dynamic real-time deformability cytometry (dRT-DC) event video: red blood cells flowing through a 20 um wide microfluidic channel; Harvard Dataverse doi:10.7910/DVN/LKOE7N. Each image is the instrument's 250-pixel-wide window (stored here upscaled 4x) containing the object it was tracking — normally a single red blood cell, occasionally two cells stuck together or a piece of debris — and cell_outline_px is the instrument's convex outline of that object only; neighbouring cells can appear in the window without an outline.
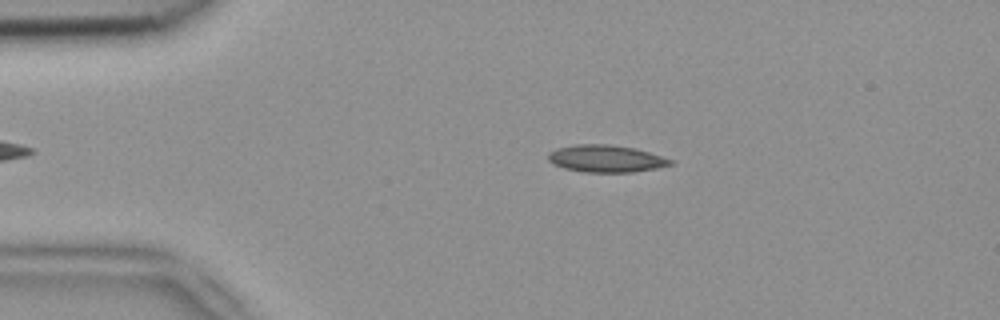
{"species": "common noctule bat (a hibernating species)", "species_latin": "Nyctalus noctula", "temperature_condition": "room temperature", "stored_images_in_passage": 43, "camera_frame_rate_fps": 3000, "um_per_image_px": 0.085, "animal": {"sex": "female", "body_mass_g": 18.4}, "frame": {"image": 1, "passage_image": 9, "time_ms": 2.667, "image_size_px": [1000, 320], "cell_outline_px": [[676, 164], [656, 168], [632, 172], [584, 172], [564, 168], [548, 160], [548, 152], [556, 148], [576, 144], [608, 144], [636, 148], [676, 160]], "centroid_in_image_um": [51.56, 13.48], "position_along_channel_um": 33.4, "area_um2": 19.54}}
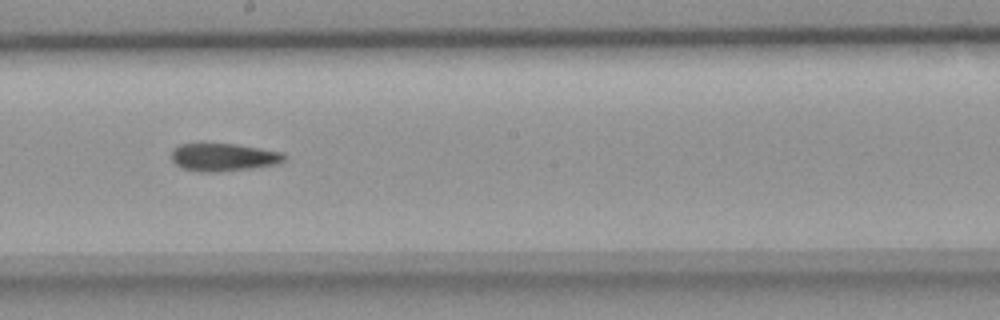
{"frame": {"image": 2, "passage_image": 27, "time_ms": 8.667, "image_size_px": [1000, 320], "cell_outline_px": [[288, 156], [284, 160], [276, 164], [252, 168], [216, 172], [196, 172], [180, 168], [172, 160], [172, 148], [180, 144], [236, 144], [284, 152]], "centroid_in_image_um": [18.99, 13.37], "position_along_channel_um": 229.2, "area_um2": 18.44}}
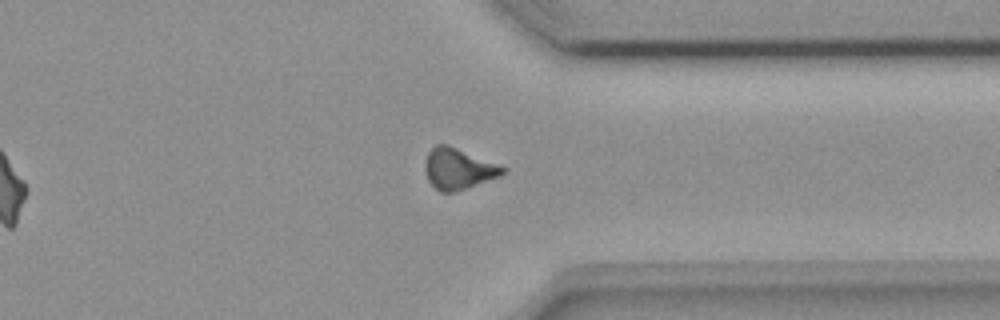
{"frame": {"image": 3, "passage_image": 38, "time_ms": 12.333, "image_size_px": [1000, 320], "cell_outline_px": [[508, 172], [500, 176], [452, 192], [440, 192], [428, 180], [424, 168], [424, 164], [428, 152], [436, 144], [448, 144], [508, 168]], "centroid_in_image_um": [38.96, 14.32], "position_along_channel_um": 372.4, "area_um2": 18.44}, "authors_computed_cell_mechanics": {"area_um2": 18.496, "velocity_mm_per_s": 3.9574, "shape_relaxation_time_tau1_ms": null, "shape_relaxation_time_tau2_ms": 5.864, "deformation_change_tau1": null, "deformation_change_tau2": 0.1566}}